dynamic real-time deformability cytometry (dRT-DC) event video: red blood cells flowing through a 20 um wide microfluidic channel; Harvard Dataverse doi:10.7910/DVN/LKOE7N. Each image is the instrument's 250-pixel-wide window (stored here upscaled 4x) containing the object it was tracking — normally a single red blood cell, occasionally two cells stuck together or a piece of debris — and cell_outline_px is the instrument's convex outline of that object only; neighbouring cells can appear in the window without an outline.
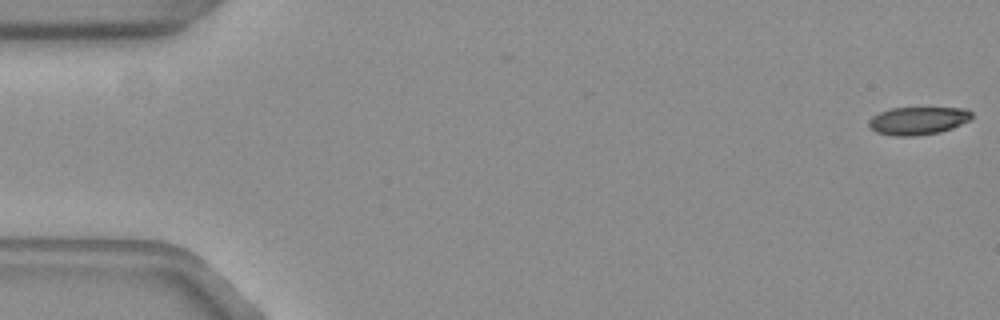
{"species": "common noctule bat (a hibernating species)", "species_latin": "Nyctalus noctula", "temperature_condition": "warm", "stored_images_in_passage": 47, "camera_frame_rate_fps": 3000, "um_per_image_px": 0.085, "animal": {"sex": "female", "body_mass_g": 19.3, "forearm_length_mm": 54.1}, "frame": {"image": 1, "passage_image": 1, "time_ms": 0.0, "image_size_px": [1000, 320], "cell_outline_px": [[972, 116], [968, 120], [952, 128], [940, 132], [912, 136], [896, 136], [876, 132], [868, 124], [868, 120], [872, 116], [888, 108], [968, 108], [972, 112]], "centroid_in_image_um": [78.01, 10.25], "position_along_channel_um": 7.0, "area_um2": 16.65}}
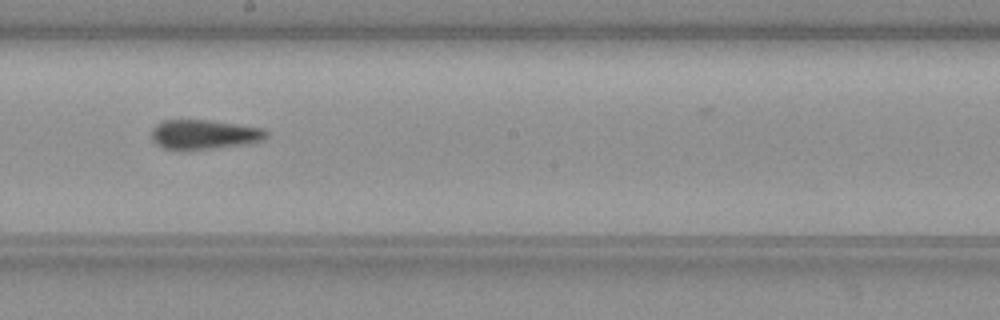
{"frame": {"image": 2, "passage_image": 31, "time_ms": 10.0, "image_size_px": [1000, 320], "cell_outline_px": [[268, 136], [264, 140], [248, 144], [184, 152], [180, 152], [164, 148], [156, 144], [152, 140], [152, 128], [156, 124], [164, 120], [208, 120], [264, 128], [268, 132]], "centroid_in_image_um": [17.34, 11.46], "position_along_channel_um": 230.9, "area_um2": 20.35}}
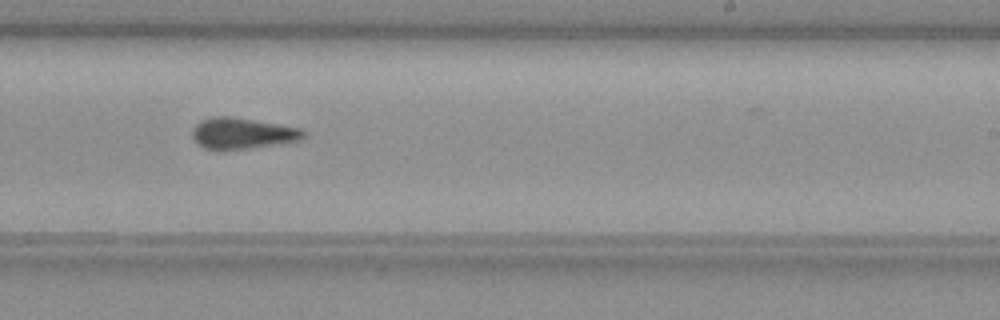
{"frame": {"image": 3, "passage_image": 34, "time_ms": 11.0, "image_size_px": [1000, 320], "cell_outline_px": [[304, 136], [300, 140], [248, 148], [204, 148], [192, 136], [192, 128], [200, 120], [212, 116], [228, 116], [300, 128], [304, 132]], "centroid_in_image_um": [20.56, 11.31], "position_along_channel_um": 268.4, "area_um2": 19.42}, "authors_computed_cell_mechanics": {"area_um2": 19.2474, "velocity_mm_per_s": 3.778, "shape_relaxation_time_tau1_ms": null, "shape_relaxation_time_tau2_ms": 6.3959, "deformation_change_tau1": null, "deformation_change_tau2": 0.1705}}